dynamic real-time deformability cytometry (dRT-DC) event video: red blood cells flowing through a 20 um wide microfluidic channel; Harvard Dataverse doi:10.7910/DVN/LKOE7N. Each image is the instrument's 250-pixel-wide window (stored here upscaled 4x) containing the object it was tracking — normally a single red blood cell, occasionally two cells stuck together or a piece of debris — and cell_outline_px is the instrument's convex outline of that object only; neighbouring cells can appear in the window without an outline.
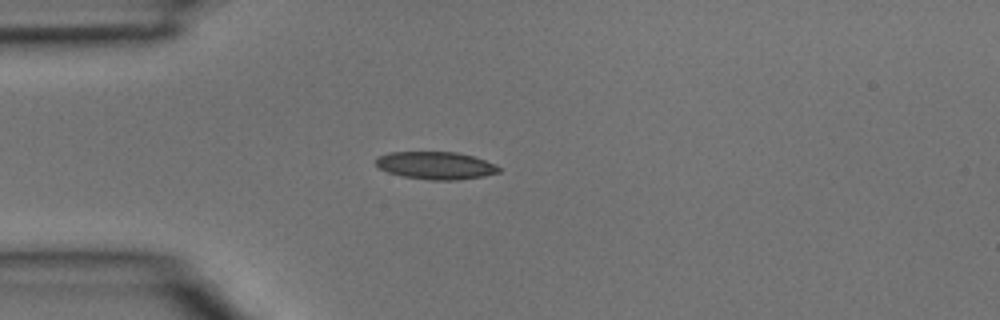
{"species": "common noctule bat (a hibernating species)", "species_latin": "Nyctalus noctula", "temperature_condition": "room temperature", "stored_images_in_passage": 2, "camera_frame_rate_fps": 3000, "um_per_image_px": 0.085, "animal": {"sex": "male", "body_mass_g": 15.6}, "frame": {"image": 1, "passage_image": 2, "time_ms": 0.333, "image_size_px": [1000, 320], "cell_outline_px": [[500, 172], [484, 176], [456, 180], [428, 180], [404, 176], [388, 172], [380, 168], [376, 164], [376, 156], [388, 152], [456, 152], [472, 156], [496, 164], [500, 168]], "centroid_in_image_um": [37.03, 14.06], "position_along_channel_um": 48.0, "area_um2": 19.77}}